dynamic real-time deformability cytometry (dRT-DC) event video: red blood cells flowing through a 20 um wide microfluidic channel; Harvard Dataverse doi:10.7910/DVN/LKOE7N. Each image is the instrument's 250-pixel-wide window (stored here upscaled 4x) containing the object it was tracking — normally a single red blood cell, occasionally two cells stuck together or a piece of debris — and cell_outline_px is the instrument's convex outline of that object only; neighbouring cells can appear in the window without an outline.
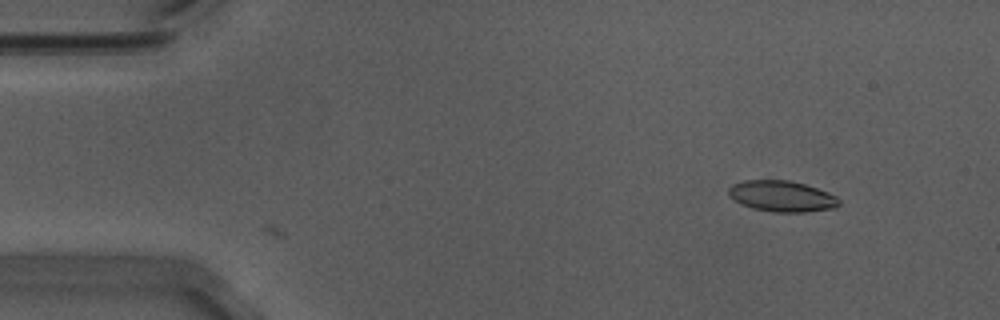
{"species": "Egyptian fruit bat (a non-hibernating species)", "species_latin": "Rousettus aegyptiacus", "temperature_condition": "warm", "stored_images_in_passage": 7, "camera_frame_rate_fps": 3000, "um_per_image_px": 0.085, "animal": {"sex": "male"}, "frame": {"image": 1, "passage_image": 7, "time_ms": 2.0, "image_size_px": [1000, 320], "cell_outline_px": [[840, 204], [836, 208], [804, 212], [776, 212], [752, 208], [740, 204], [728, 192], [728, 188], [732, 184], [744, 180], [788, 180], [804, 184], [828, 192], [836, 196], [840, 200]], "centroid_in_image_um": [66.48, 16.68], "position_along_channel_um": 18.5, "area_um2": 19.88}}